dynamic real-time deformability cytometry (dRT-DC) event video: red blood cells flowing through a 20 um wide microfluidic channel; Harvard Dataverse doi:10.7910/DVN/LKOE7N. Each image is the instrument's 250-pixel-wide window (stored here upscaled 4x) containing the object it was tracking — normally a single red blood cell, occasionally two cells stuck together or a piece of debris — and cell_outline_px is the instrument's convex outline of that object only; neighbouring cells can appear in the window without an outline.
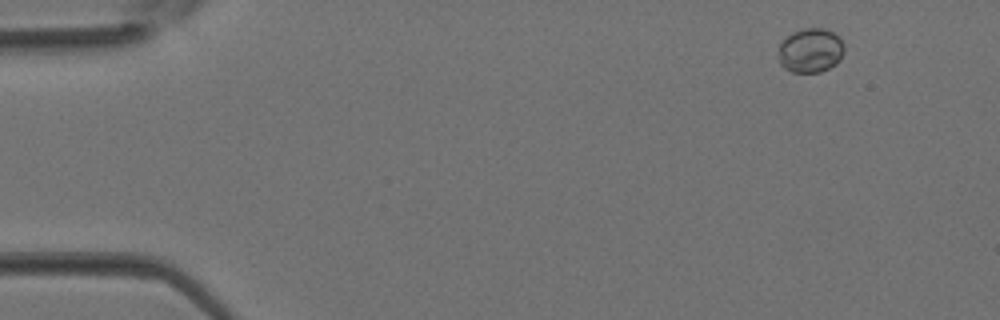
{"species": "Egyptian fruit bat (a non-hibernating species)", "species_latin": "Rousettus aegyptiacus", "temperature_condition": "room temperature", "stored_images_in_passage": 3, "camera_frame_rate_fps": 3000, "um_per_image_px": 0.085, "animal": {"sex": "female"}, "frame": {"image": 1, "passage_image": 1, "time_ms": 0.0, "image_size_px": [1000, 320], "cell_outline_px": [[844, 52], [840, 60], [836, 64], [820, 72], [792, 72], [784, 68], [780, 64], [780, 44], [792, 32], [804, 28], [824, 28], [840, 36], [844, 44]], "centroid_in_image_um": [68.94, 4.28], "position_along_channel_um": 16.1, "area_um2": 16.99}}